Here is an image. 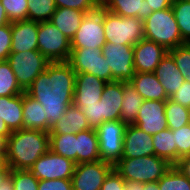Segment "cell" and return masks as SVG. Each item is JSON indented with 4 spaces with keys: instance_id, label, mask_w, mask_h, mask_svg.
Masks as SVG:
<instances>
[{
    "instance_id": "d6986e66",
    "label": "cell",
    "mask_w": 190,
    "mask_h": 190,
    "mask_svg": "<svg viewBox=\"0 0 190 190\" xmlns=\"http://www.w3.org/2000/svg\"><path fill=\"white\" fill-rule=\"evenodd\" d=\"M123 100V82L111 81L105 84L102 92L101 122L120 120Z\"/></svg>"
},
{
    "instance_id": "7dc6e473",
    "label": "cell",
    "mask_w": 190,
    "mask_h": 190,
    "mask_svg": "<svg viewBox=\"0 0 190 190\" xmlns=\"http://www.w3.org/2000/svg\"><path fill=\"white\" fill-rule=\"evenodd\" d=\"M174 166L190 180V155L181 157Z\"/></svg>"
},
{
    "instance_id": "bcb514c9",
    "label": "cell",
    "mask_w": 190,
    "mask_h": 190,
    "mask_svg": "<svg viewBox=\"0 0 190 190\" xmlns=\"http://www.w3.org/2000/svg\"><path fill=\"white\" fill-rule=\"evenodd\" d=\"M148 5V16L155 11L164 10L172 6L173 0H146Z\"/></svg>"
},
{
    "instance_id": "6f0895ef",
    "label": "cell",
    "mask_w": 190,
    "mask_h": 190,
    "mask_svg": "<svg viewBox=\"0 0 190 190\" xmlns=\"http://www.w3.org/2000/svg\"><path fill=\"white\" fill-rule=\"evenodd\" d=\"M5 163V161L0 157V167Z\"/></svg>"
},
{
    "instance_id": "277c9868",
    "label": "cell",
    "mask_w": 190,
    "mask_h": 190,
    "mask_svg": "<svg viewBox=\"0 0 190 190\" xmlns=\"http://www.w3.org/2000/svg\"><path fill=\"white\" fill-rule=\"evenodd\" d=\"M172 165L156 155L121 158L114 169L124 180L139 183L158 182Z\"/></svg>"
},
{
    "instance_id": "ab89813d",
    "label": "cell",
    "mask_w": 190,
    "mask_h": 190,
    "mask_svg": "<svg viewBox=\"0 0 190 190\" xmlns=\"http://www.w3.org/2000/svg\"><path fill=\"white\" fill-rule=\"evenodd\" d=\"M12 31L11 23L0 27V61L8 59L11 53Z\"/></svg>"
},
{
    "instance_id": "30bf717a",
    "label": "cell",
    "mask_w": 190,
    "mask_h": 190,
    "mask_svg": "<svg viewBox=\"0 0 190 190\" xmlns=\"http://www.w3.org/2000/svg\"><path fill=\"white\" fill-rule=\"evenodd\" d=\"M68 63L76 73L92 74L106 82L115 81L103 56L102 48L71 49Z\"/></svg>"
},
{
    "instance_id": "8fae6325",
    "label": "cell",
    "mask_w": 190,
    "mask_h": 190,
    "mask_svg": "<svg viewBox=\"0 0 190 190\" xmlns=\"http://www.w3.org/2000/svg\"><path fill=\"white\" fill-rule=\"evenodd\" d=\"M102 53L115 81L128 83L135 75L132 45L106 43Z\"/></svg>"
},
{
    "instance_id": "6da1fadb",
    "label": "cell",
    "mask_w": 190,
    "mask_h": 190,
    "mask_svg": "<svg viewBox=\"0 0 190 190\" xmlns=\"http://www.w3.org/2000/svg\"><path fill=\"white\" fill-rule=\"evenodd\" d=\"M76 72L68 62L49 63L25 91L36 99L47 115V123L52 126L73 104Z\"/></svg>"
},
{
    "instance_id": "e575fe53",
    "label": "cell",
    "mask_w": 190,
    "mask_h": 190,
    "mask_svg": "<svg viewBox=\"0 0 190 190\" xmlns=\"http://www.w3.org/2000/svg\"><path fill=\"white\" fill-rule=\"evenodd\" d=\"M158 184L160 190H190V180L175 166L170 167Z\"/></svg>"
},
{
    "instance_id": "4fadbf2b",
    "label": "cell",
    "mask_w": 190,
    "mask_h": 190,
    "mask_svg": "<svg viewBox=\"0 0 190 190\" xmlns=\"http://www.w3.org/2000/svg\"><path fill=\"white\" fill-rule=\"evenodd\" d=\"M114 166L102 160L76 164L72 176L73 190H100Z\"/></svg>"
},
{
    "instance_id": "d4e9b609",
    "label": "cell",
    "mask_w": 190,
    "mask_h": 190,
    "mask_svg": "<svg viewBox=\"0 0 190 190\" xmlns=\"http://www.w3.org/2000/svg\"><path fill=\"white\" fill-rule=\"evenodd\" d=\"M85 12L71 8H56L49 22L71 40L80 27Z\"/></svg>"
},
{
    "instance_id": "11a10c76",
    "label": "cell",
    "mask_w": 190,
    "mask_h": 190,
    "mask_svg": "<svg viewBox=\"0 0 190 190\" xmlns=\"http://www.w3.org/2000/svg\"><path fill=\"white\" fill-rule=\"evenodd\" d=\"M143 190H160L158 182L144 183Z\"/></svg>"
},
{
    "instance_id": "4316f807",
    "label": "cell",
    "mask_w": 190,
    "mask_h": 190,
    "mask_svg": "<svg viewBox=\"0 0 190 190\" xmlns=\"http://www.w3.org/2000/svg\"><path fill=\"white\" fill-rule=\"evenodd\" d=\"M143 98L129 83L123 82V100L120 120L126 125L134 124L138 116Z\"/></svg>"
},
{
    "instance_id": "8992f818",
    "label": "cell",
    "mask_w": 190,
    "mask_h": 190,
    "mask_svg": "<svg viewBox=\"0 0 190 190\" xmlns=\"http://www.w3.org/2000/svg\"><path fill=\"white\" fill-rule=\"evenodd\" d=\"M38 51L50 62H68L71 40L49 21L38 22Z\"/></svg>"
},
{
    "instance_id": "484cf974",
    "label": "cell",
    "mask_w": 190,
    "mask_h": 190,
    "mask_svg": "<svg viewBox=\"0 0 190 190\" xmlns=\"http://www.w3.org/2000/svg\"><path fill=\"white\" fill-rule=\"evenodd\" d=\"M98 160L101 159L96 130L91 128L77 133V164Z\"/></svg>"
},
{
    "instance_id": "3957f363",
    "label": "cell",
    "mask_w": 190,
    "mask_h": 190,
    "mask_svg": "<svg viewBox=\"0 0 190 190\" xmlns=\"http://www.w3.org/2000/svg\"><path fill=\"white\" fill-rule=\"evenodd\" d=\"M144 36L167 51L185 44L171 7L152 12L144 19Z\"/></svg>"
},
{
    "instance_id": "681fc988",
    "label": "cell",
    "mask_w": 190,
    "mask_h": 190,
    "mask_svg": "<svg viewBox=\"0 0 190 190\" xmlns=\"http://www.w3.org/2000/svg\"><path fill=\"white\" fill-rule=\"evenodd\" d=\"M8 137L0 136V157L5 161L7 155Z\"/></svg>"
},
{
    "instance_id": "e0dca14e",
    "label": "cell",
    "mask_w": 190,
    "mask_h": 190,
    "mask_svg": "<svg viewBox=\"0 0 190 190\" xmlns=\"http://www.w3.org/2000/svg\"><path fill=\"white\" fill-rule=\"evenodd\" d=\"M155 155L152 135L147 134L134 124L127 125L123 138V155L121 158H136Z\"/></svg>"
},
{
    "instance_id": "f5cc1de1",
    "label": "cell",
    "mask_w": 190,
    "mask_h": 190,
    "mask_svg": "<svg viewBox=\"0 0 190 190\" xmlns=\"http://www.w3.org/2000/svg\"><path fill=\"white\" fill-rule=\"evenodd\" d=\"M11 135V131L6 126L3 119H0V136L9 137Z\"/></svg>"
},
{
    "instance_id": "4dcf8cb0",
    "label": "cell",
    "mask_w": 190,
    "mask_h": 190,
    "mask_svg": "<svg viewBox=\"0 0 190 190\" xmlns=\"http://www.w3.org/2000/svg\"><path fill=\"white\" fill-rule=\"evenodd\" d=\"M165 116L169 129H178L190 123V109L170 98L166 100Z\"/></svg>"
},
{
    "instance_id": "f1b7e54d",
    "label": "cell",
    "mask_w": 190,
    "mask_h": 190,
    "mask_svg": "<svg viewBox=\"0 0 190 190\" xmlns=\"http://www.w3.org/2000/svg\"><path fill=\"white\" fill-rule=\"evenodd\" d=\"M152 140L155 155L174 166L176 164V144L173 131L169 128L162 130L152 135Z\"/></svg>"
},
{
    "instance_id": "cb8c5ba5",
    "label": "cell",
    "mask_w": 190,
    "mask_h": 190,
    "mask_svg": "<svg viewBox=\"0 0 190 190\" xmlns=\"http://www.w3.org/2000/svg\"><path fill=\"white\" fill-rule=\"evenodd\" d=\"M0 119L11 132L23 128V93L0 97Z\"/></svg>"
},
{
    "instance_id": "f6af8a7d",
    "label": "cell",
    "mask_w": 190,
    "mask_h": 190,
    "mask_svg": "<svg viewBox=\"0 0 190 190\" xmlns=\"http://www.w3.org/2000/svg\"><path fill=\"white\" fill-rule=\"evenodd\" d=\"M169 98L183 107L190 109V83L185 81L181 85V88Z\"/></svg>"
},
{
    "instance_id": "52a82bcc",
    "label": "cell",
    "mask_w": 190,
    "mask_h": 190,
    "mask_svg": "<svg viewBox=\"0 0 190 190\" xmlns=\"http://www.w3.org/2000/svg\"><path fill=\"white\" fill-rule=\"evenodd\" d=\"M7 61L24 92L50 63L38 50L10 53Z\"/></svg>"
},
{
    "instance_id": "83f0119b",
    "label": "cell",
    "mask_w": 190,
    "mask_h": 190,
    "mask_svg": "<svg viewBox=\"0 0 190 190\" xmlns=\"http://www.w3.org/2000/svg\"><path fill=\"white\" fill-rule=\"evenodd\" d=\"M106 10L122 17H136L144 20L148 17L146 0H112Z\"/></svg>"
},
{
    "instance_id": "ffe728a7",
    "label": "cell",
    "mask_w": 190,
    "mask_h": 190,
    "mask_svg": "<svg viewBox=\"0 0 190 190\" xmlns=\"http://www.w3.org/2000/svg\"><path fill=\"white\" fill-rule=\"evenodd\" d=\"M155 76L160 81L168 97L181 88L185 78L177 68L173 57L167 53L154 71Z\"/></svg>"
},
{
    "instance_id": "ac0fdd59",
    "label": "cell",
    "mask_w": 190,
    "mask_h": 190,
    "mask_svg": "<svg viewBox=\"0 0 190 190\" xmlns=\"http://www.w3.org/2000/svg\"><path fill=\"white\" fill-rule=\"evenodd\" d=\"M11 53L38 50V22L21 20L11 23Z\"/></svg>"
},
{
    "instance_id": "f907efd6",
    "label": "cell",
    "mask_w": 190,
    "mask_h": 190,
    "mask_svg": "<svg viewBox=\"0 0 190 190\" xmlns=\"http://www.w3.org/2000/svg\"><path fill=\"white\" fill-rule=\"evenodd\" d=\"M10 172H11V169L6 163H4L0 167V186L5 181V179L10 176Z\"/></svg>"
},
{
    "instance_id": "f35d334b",
    "label": "cell",
    "mask_w": 190,
    "mask_h": 190,
    "mask_svg": "<svg viewBox=\"0 0 190 190\" xmlns=\"http://www.w3.org/2000/svg\"><path fill=\"white\" fill-rule=\"evenodd\" d=\"M176 144V163L184 156L190 155V123L178 129H171Z\"/></svg>"
},
{
    "instance_id": "9c48e42d",
    "label": "cell",
    "mask_w": 190,
    "mask_h": 190,
    "mask_svg": "<svg viewBox=\"0 0 190 190\" xmlns=\"http://www.w3.org/2000/svg\"><path fill=\"white\" fill-rule=\"evenodd\" d=\"M105 44L103 8L86 12L79 29L71 39V49L102 48Z\"/></svg>"
},
{
    "instance_id": "8d00e7d4",
    "label": "cell",
    "mask_w": 190,
    "mask_h": 190,
    "mask_svg": "<svg viewBox=\"0 0 190 190\" xmlns=\"http://www.w3.org/2000/svg\"><path fill=\"white\" fill-rule=\"evenodd\" d=\"M14 190H38L39 180L30 170L11 169Z\"/></svg>"
},
{
    "instance_id": "60d3db41",
    "label": "cell",
    "mask_w": 190,
    "mask_h": 190,
    "mask_svg": "<svg viewBox=\"0 0 190 190\" xmlns=\"http://www.w3.org/2000/svg\"><path fill=\"white\" fill-rule=\"evenodd\" d=\"M77 107L84 113V116L88 120V123L90 124L91 128L96 129L102 124L101 103L96 102L92 105L77 106Z\"/></svg>"
},
{
    "instance_id": "5b68a950",
    "label": "cell",
    "mask_w": 190,
    "mask_h": 190,
    "mask_svg": "<svg viewBox=\"0 0 190 190\" xmlns=\"http://www.w3.org/2000/svg\"><path fill=\"white\" fill-rule=\"evenodd\" d=\"M103 28L106 43L136 45L144 36V20L118 16L103 8Z\"/></svg>"
},
{
    "instance_id": "74e56055",
    "label": "cell",
    "mask_w": 190,
    "mask_h": 190,
    "mask_svg": "<svg viewBox=\"0 0 190 190\" xmlns=\"http://www.w3.org/2000/svg\"><path fill=\"white\" fill-rule=\"evenodd\" d=\"M10 21L27 20L28 0H0Z\"/></svg>"
},
{
    "instance_id": "7bdbcfd3",
    "label": "cell",
    "mask_w": 190,
    "mask_h": 190,
    "mask_svg": "<svg viewBox=\"0 0 190 190\" xmlns=\"http://www.w3.org/2000/svg\"><path fill=\"white\" fill-rule=\"evenodd\" d=\"M38 190H73L71 179L39 180Z\"/></svg>"
},
{
    "instance_id": "5bb4252c",
    "label": "cell",
    "mask_w": 190,
    "mask_h": 190,
    "mask_svg": "<svg viewBox=\"0 0 190 190\" xmlns=\"http://www.w3.org/2000/svg\"><path fill=\"white\" fill-rule=\"evenodd\" d=\"M165 106L166 101L143 100L134 125L150 135L167 129Z\"/></svg>"
},
{
    "instance_id": "ba28073f",
    "label": "cell",
    "mask_w": 190,
    "mask_h": 190,
    "mask_svg": "<svg viewBox=\"0 0 190 190\" xmlns=\"http://www.w3.org/2000/svg\"><path fill=\"white\" fill-rule=\"evenodd\" d=\"M126 124L121 120L105 121L97 127L100 159L115 166L123 155Z\"/></svg>"
},
{
    "instance_id": "44dd1931",
    "label": "cell",
    "mask_w": 190,
    "mask_h": 190,
    "mask_svg": "<svg viewBox=\"0 0 190 190\" xmlns=\"http://www.w3.org/2000/svg\"><path fill=\"white\" fill-rule=\"evenodd\" d=\"M91 129L84 113L75 105L71 104L60 120L51 126L49 134H77Z\"/></svg>"
},
{
    "instance_id": "7c38bea8",
    "label": "cell",
    "mask_w": 190,
    "mask_h": 190,
    "mask_svg": "<svg viewBox=\"0 0 190 190\" xmlns=\"http://www.w3.org/2000/svg\"><path fill=\"white\" fill-rule=\"evenodd\" d=\"M75 167L76 163L71 159L49 150L29 170L38 180L72 179Z\"/></svg>"
},
{
    "instance_id": "9f6ffc18",
    "label": "cell",
    "mask_w": 190,
    "mask_h": 190,
    "mask_svg": "<svg viewBox=\"0 0 190 190\" xmlns=\"http://www.w3.org/2000/svg\"><path fill=\"white\" fill-rule=\"evenodd\" d=\"M112 0H94L97 8H106Z\"/></svg>"
},
{
    "instance_id": "b9f144b4",
    "label": "cell",
    "mask_w": 190,
    "mask_h": 190,
    "mask_svg": "<svg viewBox=\"0 0 190 190\" xmlns=\"http://www.w3.org/2000/svg\"><path fill=\"white\" fill-rule=\"evenodd\" d=\"M55 5L56 8H71L85 13L97 8L94 0H55Z\"/></svg>"
},
{
    "instance_id": "ee69618b",
    "label": "cell",
    "mask_w": 190,
    "mask_h": 190,
    "mask_svg": "<svg viewBox=\"0 0 190 190\" xmlns=\"http://www.w3.org/2000/svg\"><path fill=\"white\" fill-rule=\"evenodd\" d=\"M125 180L113 169L106 177L100 190H124Z\"/></svg>"
},
{
    "instance_id": "f546056e",
    "label": "cell",
    "mask_w": 190,
    "mask_h": 190,
    "mask_svg": "<svg viewBox=\"0 0 190 190\" xmlns=\"http://www.w3.org/2000/svg\"><path fill=\"white\" fill-rule=\"evenodd\" d=\"M49 147L55 154L77 164V134H49Z\"/></svg>"
},
{
    "instance_id": "d6a6232c",
    "label": "cell",
    "mask_w": 190,
    "mask_h": 190,
    "mask_svg": "<svg viewBox=\"0 0 190 190\" xmlns=\"http://www.w3.org/2000/svg\"><path fill=\"white\" fill-rule=\"evenodd\" d=\"M24 91L17 83L15 74L7 60L0 61V97L15 96Z\"/></svg>"
},
{
    "instance_id": "db71d44e",
    "label": "cell",
    "mask_w": 190,
    "mask_h": 190,
    "mask_svg": "<svg viewBox=\"0 0 190 190\" xmlns=\"http://www.w3.org/2000/svg\"><path fill=\"white\" fill-rule=\"evenodd\" d=\"M0 190H14L11 176L5 179V181L0 186Z\"/></svg>"
},
{
    "instance_id": "816d5d0a",
    "label": "cell",
    "mask_w": 190,
    "mask_h": 190,
    "mask_svg": "<svg viewBox=\"0 0 190 190\" xmlns=\"http://www.w3.org/2000/svg\"><path fill=\"white\" fill-rule=\"evenodd\" d=\"M10 21L7 17L5 8L2 6L1 2H0V27L4 26L6 24H9Z\"/></svg>"
},
{
    "instance_id": "7402d4cb",
    "label": "cell",
    "mask_w": 190,
    "mask_h": 190,
    "mask_svg": "<svg viewBox=\"0 0 190 190\" xmlns=\"http://www.w3.org/2000/svg\"><path fill=\"white\" fill-rule=\"evenodd\" d=\"M128 83L137 90L143 100L166 101L169 99L154 73H135Z\"/></svg>"
},
{
    "instance_id": "1f68e13d",
    "label": "cell",
    "mask_w": 190,
    "mask_h": 190,
    "mask_svg": "<svg viewBox=\"0 0 190 190\" xmlns=\"http://www.w3.org/2000/svg\"><path fill=\"white\" fill-rule=\"evenodd\" d=\"M171 8L183 42L190 44V0H173Z\"/></svg>"
},
{
    "instance_id": "9a60e30c",
    "label": "cell",
    "mask_w": 190,
    "mask_h": 190,
    "mask_svg": "<svg viewBox=\"0 0 190 190\" xmlns=\"http://www.w3.org/2000/svg\"><path fill=\"white\" fill-rule=\"evenodd\" d=\"M135 73H154L168 51L158 43L143 39L133 46Z\"/></svg>"
},
{
    "instance_id": "836d02e7",
    "label": "cell",
    "mask_w": 190,
    "mask_h": 190,
    "mask_svg": "<svg viewBox=\"0 0 190 190\" xmlns=\"http://www.w3.org/2000/svg\"><path fill=\"white\" fill-rule=\"evenodd\" d=\"M27 20L45 22L56 10L55 0H28Z\"/></svg>"
},
{
    "instance_id": "7a4b0ae2",
    "label": "cell",
    "mask_w": 190,
    "mask_h": 190,
    "mask_svg": "<svg viewBox=\"0 0 190 190\" xmlns=\"http://www.w3.org/2000/svg\"><path fill=\"white\" fill-rule=\"evenodd\" d=\"M49 150V132L27 128L15 130L8 137L5 163L10 169L29 170Z\"/></svg>"
},
{
    "instance_id": "2e32d148",
    "label": "cell",
    "mask_w": 190,
    "mask_h": 190,
    "mask_svg": "<svg viewBox=\"0 0 190 190\" xmlns=\"http://www.w3.org/2000/svg\"><path fill=\"white\" fill-rule=\"evenodd\" d=\"M106 83L92 74L76 73L73 104L87 106L99 102Z\"/></svg>"
},
{
    "instance_id": "d590c367",
    "label": "cell",
    "mask_w": 190,
    "mask_h": 190,
    "mask_svg": "<svg viewBox=\"0 0 190 190\" xmlns=\"http://www.w3.org/2000/svg\"><path fill=\"white\" fill-rule=\"evenodd\" d=\"M168 53L173 57L177 68L185 78L186 82L190 83V44L185 43L171 49Z\"/></svg>"
},
{
    "instance_id": "603a6c76",
    "label": "cell",
    "mask_w": 190,
    "mask_h": 190,
    "mask_svg": "<svg viewBox=\"0 0 190 190\" xmlns=\"http://www.w3.org/2000/svg\"><path fill=\"white\" fill-rule=\"evenodd\" d=\"M23 128L49 132L47 115L41 104L26 92L23 93Z\"/></svg>"
},
{
    "instance_id": "c3c4849f",
    "label": "cell",
    "mask_w": 190,
    "mask_h": 190,
    "mask_svg": "<svg viewBox=\"0 0 190 190\" xmlns=\"http://www.w3.org/2000/svg\"><path fill=\"white\" fill-rule=\"evenodd\" d=\"M144 183H139L132 180H125L124 190H143Z\"/></svg>"
}]
</instances>
